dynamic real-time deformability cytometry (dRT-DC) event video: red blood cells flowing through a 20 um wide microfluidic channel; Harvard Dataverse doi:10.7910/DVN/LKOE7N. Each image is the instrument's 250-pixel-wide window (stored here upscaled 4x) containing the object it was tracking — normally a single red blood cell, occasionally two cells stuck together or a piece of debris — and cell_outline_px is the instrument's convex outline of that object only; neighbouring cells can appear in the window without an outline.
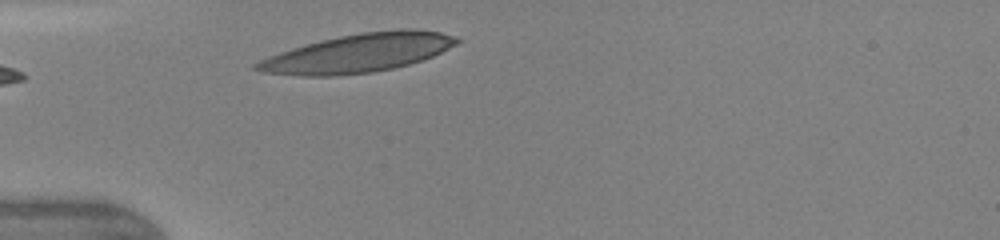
{"species": "human", "species_latin": "Homo sapiens", "temperature_condition": "warm", "stored_images_in_passage": 1, "camera_frame_rate_fps": 3000, "um_per_image_px": 0.085, "donor": {"sex": "female"}, "frame": {"image": 1, "passage_image": 1, "time_ms": 0.0, "image_size_px": [1000, 240], "cell_outline_px": [[464, 40], [424, 60], [392, 68], [372, 72], [336, 76], [300, 76], [264, 72], [252, 68], [252, 64], [268, 56], [292, 48], [320, 40], [360, 32], [400, 28], [412, 28], [440, 32], [456, 36]], "centroid_in_image_um": [30.46, 4.5], "position_along_channel_um": 54.5, "area_um2": 45.14}}